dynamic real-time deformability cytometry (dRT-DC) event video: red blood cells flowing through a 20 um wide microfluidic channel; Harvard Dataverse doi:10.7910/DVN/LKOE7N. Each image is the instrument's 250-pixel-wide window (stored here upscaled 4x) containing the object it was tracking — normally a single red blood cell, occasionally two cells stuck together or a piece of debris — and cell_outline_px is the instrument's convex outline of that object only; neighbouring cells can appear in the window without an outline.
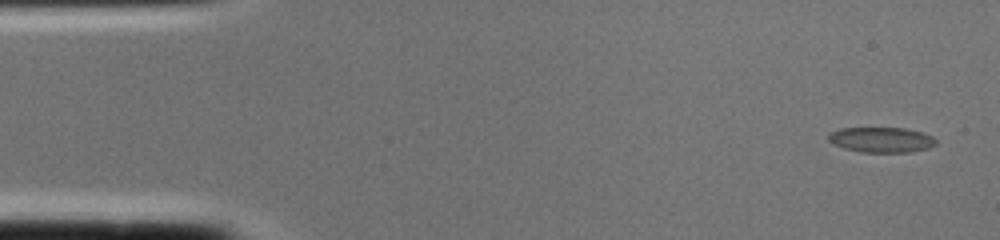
{"species": "common noctule bat (a hibernating species)", "species_latin": "Nyctalus noctula", "temperature_condition": "cold", "stored_images_in_passage": 2, "camera_frame_rate_fps": 3000, "um_per_image_px": 0.085, "animal": {"sex": "female", "body_mass_g": 22.0, "forearm_length_mm": 56.7}, "frame": {"image": 1, "passage_image": 1, "time_ms": 0.0, "image_size_px": [1000, 240], "cell_outline_px": [[936, 144], [928, 148], [908, 152], [860, 152], [844, 148], [832, 144], [828, 140], [828, 132], [840, 128], [904, 128], [924, 132], [932, 136], [936, 140]], "centroid_in_image_um": [74.89, 11.87], "position_along_channel_um": 10.1, "area_um2": 15.95}}
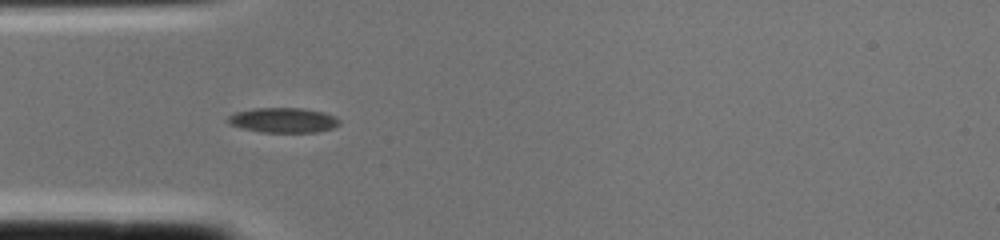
{"frame": {"image": 2, "passage_image": 2, "time_ms": 0.333, "image_size_px": [1000, 240], "cell_outline_px": [[340, 124], [332, 128], [316, 132], [260, 132], [240, 128], [228, 124], [224, 120], [228, 116], [236, 112], [252, 108], [304, 108], [324, 112], [336, 116], [340, 120]], "centroid_in_image_um": [24.04, 10.21], "position_along_channel_um": 61.0, "area_um2": 16.47}}